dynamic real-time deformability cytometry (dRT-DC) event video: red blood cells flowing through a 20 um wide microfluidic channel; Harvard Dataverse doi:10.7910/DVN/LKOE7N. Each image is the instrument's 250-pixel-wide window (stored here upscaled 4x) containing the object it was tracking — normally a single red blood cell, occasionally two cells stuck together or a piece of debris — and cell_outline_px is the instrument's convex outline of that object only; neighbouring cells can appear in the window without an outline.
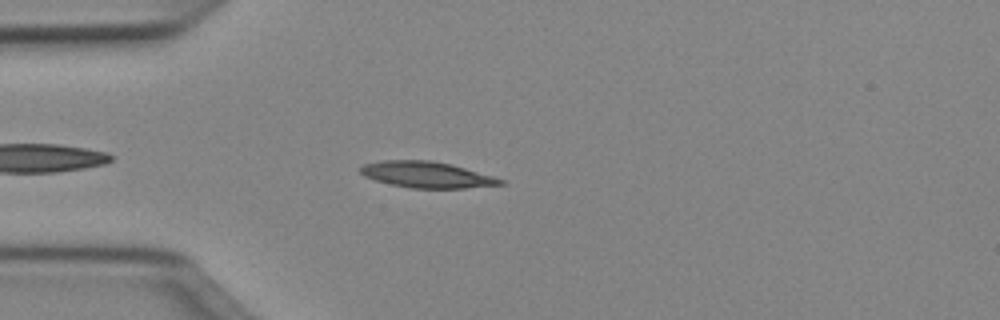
{"species": "Egyptian fruit bat (a non-hibernating species)", "species_latin": "Rousettus aegyptiacus", "temperature_condition": "cold", "stored_images_in_passage": 40, "camera_frame_rate_fps": 3000, "um_per_image_px": 0.085, "animal": {"sex": "female"}, "frame": {"image": 1, "passage_image": 3, "time_ms": 0.667, "image_size_px": [1000, 320], "cell_outline_px": [[504, 184], [464, 188], [412, 188], [392, 184], [376, 180], [364, 176], [360, 172], [360, 168], [364, 164], [380, 160], [432, 160], [452, 164], [492, 176], [504, 180]], "centroid_in_image_um": [36.26, 14.84], "position_along_channel_um": 48.7, "area_um2": 21.15}}
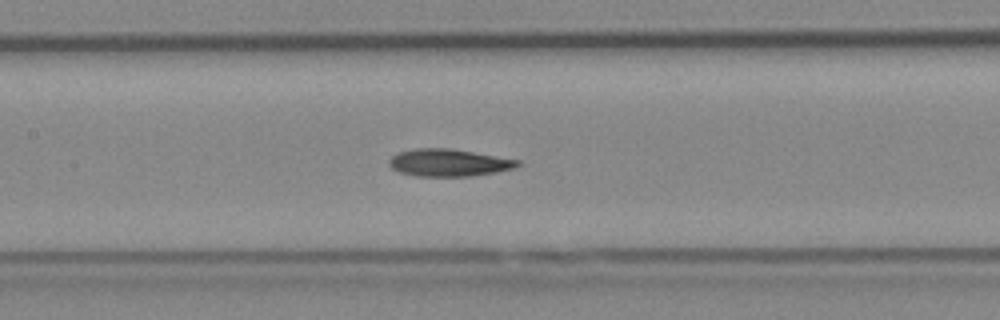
{"frame": {"image": 2, "passage_image": 13, "time_ms": 4.0, "image_size_px": [1000, 320], "cell_outline_px": [[520, 164], [516, 168], [496, 172], [472, 176], [416, 176], [400, 172], [392, 168], [388, 164], [388, 160], [396, 152], [416, 148], [452, 148], [520, 160]], "centroid_in_image_um": [38.14, 13.82], "position_along_channel_um": 169.3, "area_um2": 20.63}}
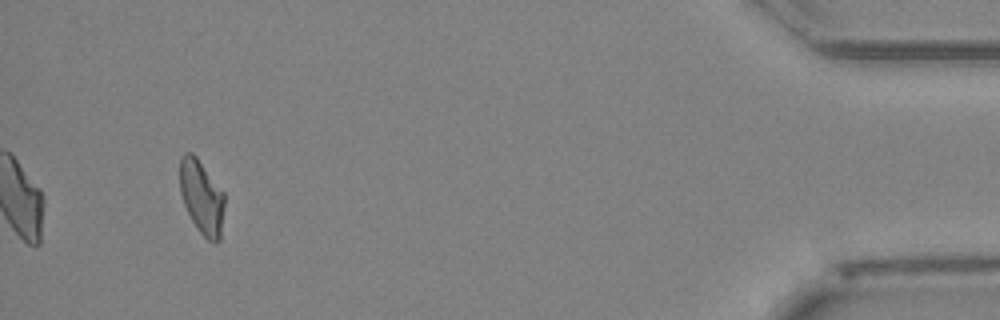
{"frame": {"image": 3, "passage_image": 37, "time_ms": 12.0, "image_size_px": [1000, 320], "cell_outline_px": [[224, 204], [220, 240], [216, 244], [208, 240], [200, 232], [192, 220], [184, 204], [180, 192], [180, 156], [184, 152], [192, 152], [196, 156], [224, 192]], "centroid_in_image_um": [17.14, 16.74], "position_along_channel_um": 418.1, "area_um2": 19.19}, "authors_computed_cell_mechanics": {"area_um2": 20.2011, "velocity_mm_per_s": 4.0179, "shape_relaxation_time_tau1_ms": null, "shape_relaxation_time_tau2_ms": 6.2281, "deformation_change_tau1": null, "deformation_change_tau2": 0.1515}}